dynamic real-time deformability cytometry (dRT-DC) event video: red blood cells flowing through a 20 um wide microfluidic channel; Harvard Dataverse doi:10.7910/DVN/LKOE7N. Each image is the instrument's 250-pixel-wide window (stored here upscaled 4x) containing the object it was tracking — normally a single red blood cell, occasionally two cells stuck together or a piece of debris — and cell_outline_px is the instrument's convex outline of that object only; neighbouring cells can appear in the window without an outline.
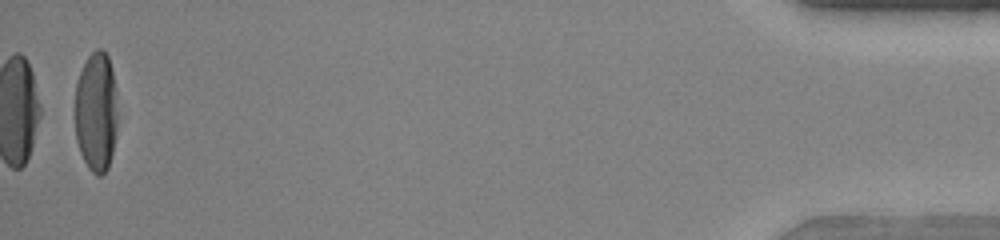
{"species": "human", "species_latin": "Homo sapiens", "temperature_condition": "warm", "stored_images_in_passage": 33, "camera_frame_rate_fps": 3000, "um_per_image_px": 0.085, "donor": {"sex": "female"}, "frame": {"image": 1, "passage_image": 33, "time_ms": 10.667, "image_size_px": [1000, 240], "cell_outline_px": [[116, 132], [112, 152], [108, 168], [100, 176], [96, 176], [88, 168], [80, 152], [76, 140], [76, 84], [80, 72], [88, 56], [96, 48], [100, 48], [108, 56], [112, 72], [116, 92]], "centroid_in_image_um": [8.17, 9.52], "position_along_channel_um": 427.0, "area_um2": 29.59}}